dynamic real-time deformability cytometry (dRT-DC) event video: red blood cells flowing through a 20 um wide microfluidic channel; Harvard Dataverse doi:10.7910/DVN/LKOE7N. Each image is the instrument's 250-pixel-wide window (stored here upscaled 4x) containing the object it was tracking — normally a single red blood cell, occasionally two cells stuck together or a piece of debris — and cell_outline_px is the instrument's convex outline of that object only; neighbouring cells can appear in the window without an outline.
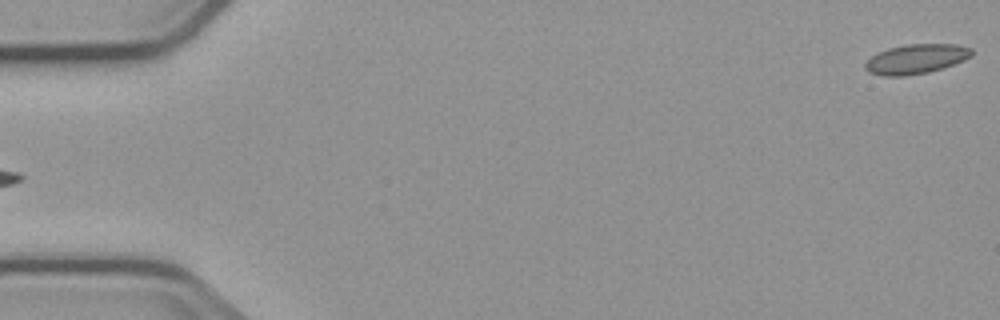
{"species": "common noctule bat (a hibernating species)", "species_latin": "Nyctalus noctula", "temperature_condition": "cold", "stored_images_in_passage": 6, "segment_of_instrument_passage": [2, 2], "camera_frame_rate_fps": 3000, "um_per_image_px": 0.085, "animal": {"sex": "male", "body_mass_g": 23.1, "forearm_length_mm": 52.7}, "frame": {"image": 1, "passage_image": 6, "time_ms": 6.0, "image_size_px": [1000, 320], "cell_outline_px": [[972, 56], [964, 60], [944, 68], [928, 72], [904, 76], [884, 76], [868, 72], [864, 68], [864, 64], [872, 56], [888, 48], [908, 44], [956, 44], [972, 48]], "centroid_in_image_um": [77.88, 5.02], "position_along_channel_um": 7.1, "area_um2": 18.38}}